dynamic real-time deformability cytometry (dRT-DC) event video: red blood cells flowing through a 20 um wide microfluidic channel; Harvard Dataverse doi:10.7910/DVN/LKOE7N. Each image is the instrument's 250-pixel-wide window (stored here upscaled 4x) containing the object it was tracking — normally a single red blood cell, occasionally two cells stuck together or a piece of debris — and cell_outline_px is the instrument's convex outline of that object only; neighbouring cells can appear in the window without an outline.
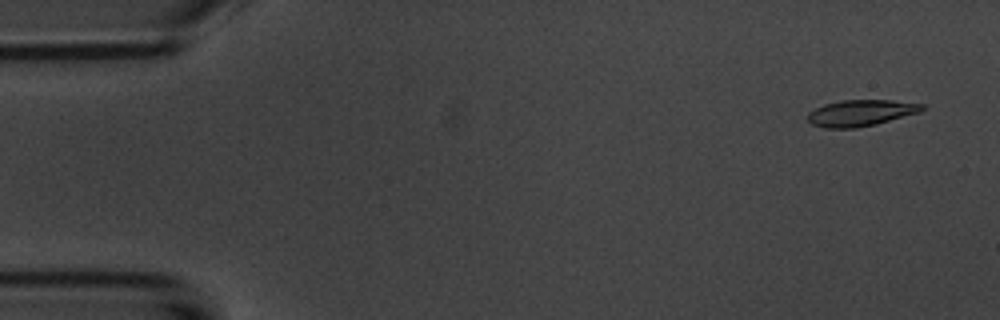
{"species": "common noctule bat (a hibernating species)", "species_latin": "Nyctalus noctula", "temperature_condition": "room temperature", "stored_images_in_passage": 54, "camera_frame_rate_fps": 3000, "um_per_image_px": 0.085, "animal": {"sex": "male", "body_mass_g": 20.1, "forearm_length_mm": 53.5}, "frame": {"image": 1, "passage_image": 3, "time_ms": 0.667, "image_size_px": [1000, 320], "cell_outline_px": [[924, 108], [920, 112], [876, 124], [856, 128], [824, 128], [812, 124], [808, 120], [808, 112], [824, 104], [840, 100], [892, 100], [924, 104]], "centroid_in_image_um": [73.16, 9.6], "position_along_channel_um": 11.8, "area_um2": 17.51}}
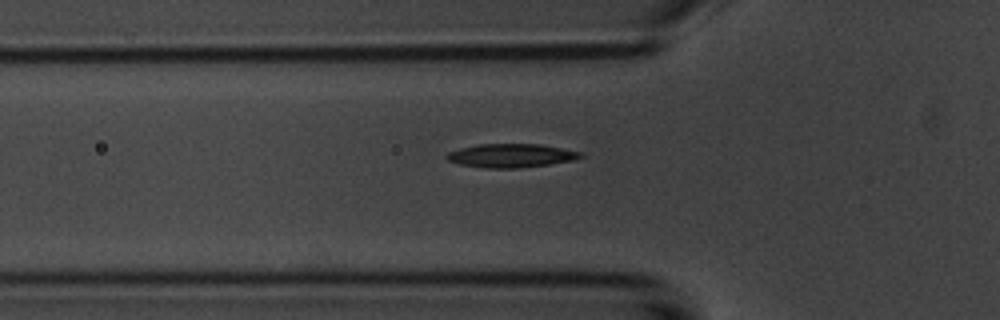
{"frame": {"image": 2, "passage_image": 18, "time_ms": 5.667, "image_size_px": [1000, 320], "cell_outline_px": [[584, 156], [576, 160], [520, 168], [484, 168], [460, 164], [448, 160], [444, 156], [448, 152], [460, 148], [480, 144], [540, 144], [580, 152]], "centroid_in_image_um": [43.43, 13.23], "position_along_channel_um": 82.4, "area_um2": 18.38}}
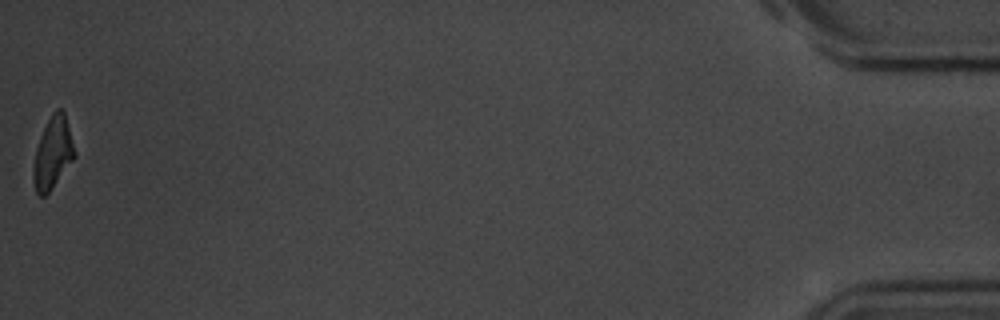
{"frame": {"image": 3, "passage_image": 54, "time_ms": 17.667, "image_size_px": [1000, 320], "cell_outline_px": [[76, 156], [52, 188], [44, 196], [40, 196], [36, 192], [32, 180], [32, 172], [36, 148], [40, 136], [52, 112], [56, 108], [60, 108], [64, 112], [76, 152]], "centroid_in_image_um": [4.48, 13.01], "position_along_channel_um": 430.7, "area_um2": 17.17}, "authors_computed_cell_mechanics": {"area_um2": 17.918, "velocity_mm_per_s": 3.7072, "shape_relaxation_time_tau1_ms": 2.6671, "shape_relaxation_time_tau2_ms": 4.0964, "deformation_change_tau1": 0.1221, "deformation_change_tau2": 0.1126}}